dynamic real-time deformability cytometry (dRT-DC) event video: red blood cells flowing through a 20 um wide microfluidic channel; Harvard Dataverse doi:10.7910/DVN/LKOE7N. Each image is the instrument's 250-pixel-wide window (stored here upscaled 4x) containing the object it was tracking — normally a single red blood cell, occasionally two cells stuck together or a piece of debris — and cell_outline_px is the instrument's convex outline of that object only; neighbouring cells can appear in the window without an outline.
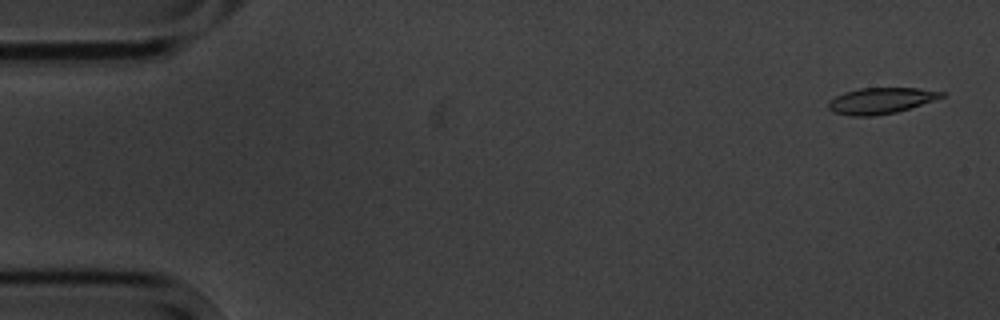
{"species": "common noctule bat (a hibernating species)", "species_latin": "Nyctalus noctula", "temperature_condition": "cold", "stored_images_in_passage": 5, "camera_frame_rate_fps": 3000, "um_per_image_px": 0.085, "animal": {"sex": "male", "body_mass_g": 20.1, "forearm_length_mm": 53.5}, "frame": {"image": 1, "passage_image": 1, "time_ms": 0.0, "image_size_px": [1000, 320], "cell_outline_px": [[944, 96], [896, 112], [872, 116], [848, 116], [832, 112], [828, 108], [828, 100], [844, 92], [860, 88], [920, 88], [944, 92]], "centroid_in_image_um": [74.79, 8.56], "position_along_channel_um": 10.2, "area_um2": 17.05}}
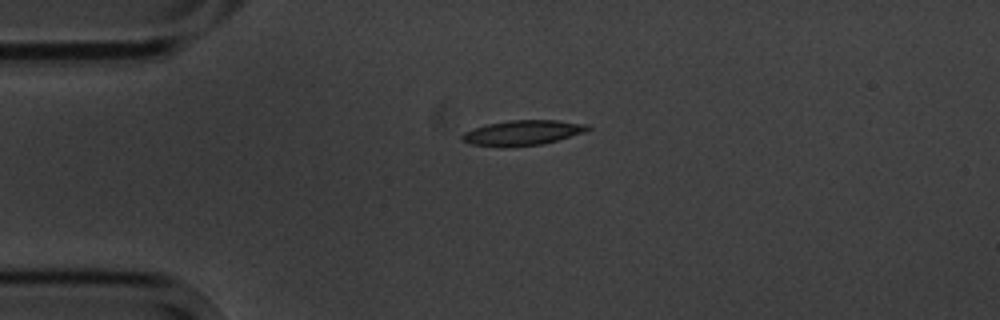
{"frame": {"image": 2, "passage_image": 4, "time_ms": 3.667, "image_size_px": [1000, 320], "cell_outline_px": [[592, 128], [584, 132], [556, 140], [540, 144], [468, 144], [460, 140], [460, 136], [464, 132], [488, 124], [508, 120], [556, 120], [588, 124]], "centroid_in_image_um": [44.46, 11.23], "position_along_channel_um": 40.5, "area_um2": 17.4}}